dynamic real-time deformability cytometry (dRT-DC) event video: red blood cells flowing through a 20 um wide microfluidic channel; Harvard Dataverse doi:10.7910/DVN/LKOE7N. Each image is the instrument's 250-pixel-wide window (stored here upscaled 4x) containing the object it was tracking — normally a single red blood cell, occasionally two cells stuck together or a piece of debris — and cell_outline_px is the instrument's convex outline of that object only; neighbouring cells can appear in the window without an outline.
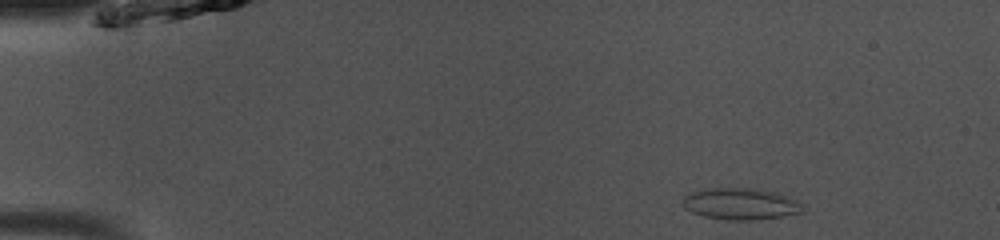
{"species": "common noctule bat (a hibernating species)", "species_latin": "Nyctalus noctula", "temperature_condition": "room temperature", "stored_images_in_passage": 44, "camera_frame_rate_fps": 3000, "um_per_image_px": 0.085, "animal": {"sex": "male", "body_mass_g": 13.0, "forearm_length_mm": 53.1}, "frame": {"image": 1, "passage_image": 2, "time_ms": 0.333, "image_size_px": [1000, 240], "cell_outline_px": [[808, 208], [804, 212], [784, 216], [756, 220], [728, 220], [704, 216], [692, 212], [684, 208], [680, 204], [684, 196], [692, 192], [708, 188], [756, 188], [776, 192], [788, 196], [804, 204]], "centroid_in_image_um": [63.0, 17.33], "position_along_channel_um": 22.0, "area_um2": 22.54}}
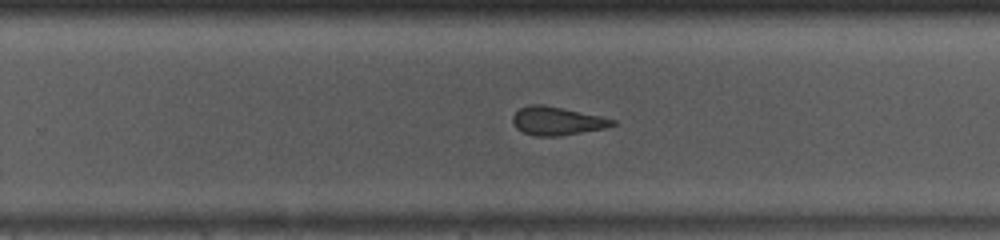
{"frame": {"image": 2, "passage_image": 27, "time_ms": 8.667, "image_size_px": [1000, 240], "cell_outline_px": [[616, 124], [604, 128], [560, 136], [532, 136], [516, 128], [512, 120], [512, 116], [520, 108], [532, 104], [544, 104], [600, 116], [616, 120]], "centroid_in_image_um": [47.32, 10.28], "position_along_channel_um": 282.5, "area_um2": 16.42}}
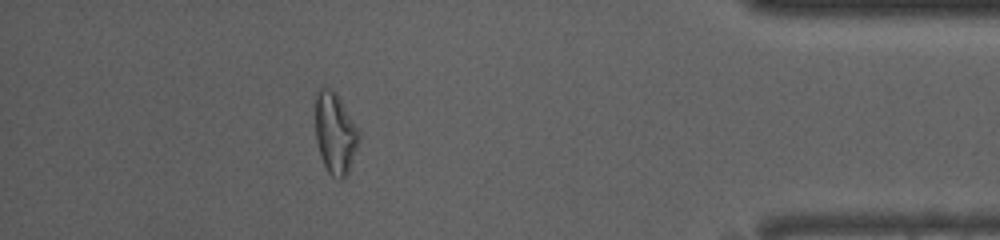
{"frame": {"image": 3, "passage_image": 39, "time_ms": 12.667, "image_size_px": [1000, 240], "cell_outline_px": [[360, 140], [348, 172], [344, 180], [340, 180], [332, 176], [328, 172], [320, 156], [316, 140], [316, 92], [320, 88], [328, 88], [336, 92], [360, 132]], "centroid_in_image_um": [28.5, 11.35], "position_along_channel_um": 406.7, "area_um2": 20.58}, "authors_computed_cell_mechanics": {"area_um2": 18.5249, "velocity_mm_per_s": 4.0871, "shape_relaxation_time_tau1_ms": null, "shape_relaxation_time_tau2_ms": 1.9547, "deformation_change_tau1": null, "deformation_change_tau2": 0.0864}}